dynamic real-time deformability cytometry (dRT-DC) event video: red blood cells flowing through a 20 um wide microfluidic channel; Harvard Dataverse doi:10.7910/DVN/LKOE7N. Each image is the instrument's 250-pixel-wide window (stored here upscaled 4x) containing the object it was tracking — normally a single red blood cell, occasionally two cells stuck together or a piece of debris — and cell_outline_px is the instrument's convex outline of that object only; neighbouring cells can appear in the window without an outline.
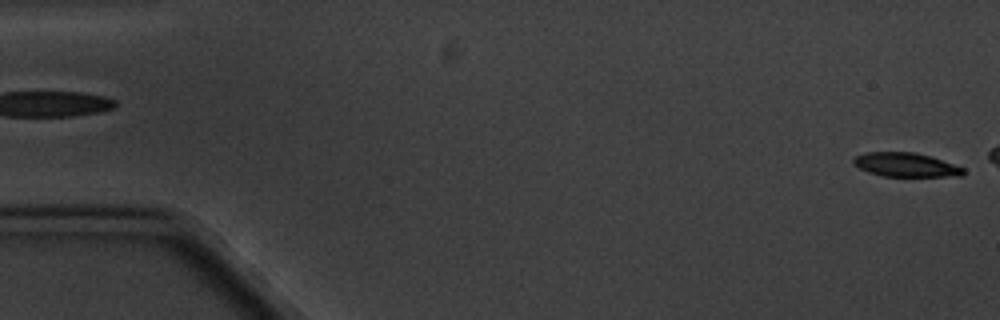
{"species": "common noctule bat (a hibernating species)", "species_latin": "Nyctalus noctula", "temperature_condition": "cold", "stored_images_in_passage": 5, "segment_of_instrument_passage": [2, 2], "camera_frame_rate_fps": 3000, "um_per_image_px": 0.085, "animal": {"sex": "male", "body_mass_g": 20.1, "forearm_length_mm": 53.5}, "frame": {"image": 1, "passage_image": 5, "time_ms": 5.667, "image_size_px": [1000, 320], "cell_outline_px": [[964, 176], [880, 176], [868, 172], [852, 164], [852, 160], [856, 156], [864, 152], [916, 152], [932, 156], [964, 168]], "centroid_in_image_um": [76.98, 14.0], "position_along_channel_um": 8.0, "area_um2": 15.49}}